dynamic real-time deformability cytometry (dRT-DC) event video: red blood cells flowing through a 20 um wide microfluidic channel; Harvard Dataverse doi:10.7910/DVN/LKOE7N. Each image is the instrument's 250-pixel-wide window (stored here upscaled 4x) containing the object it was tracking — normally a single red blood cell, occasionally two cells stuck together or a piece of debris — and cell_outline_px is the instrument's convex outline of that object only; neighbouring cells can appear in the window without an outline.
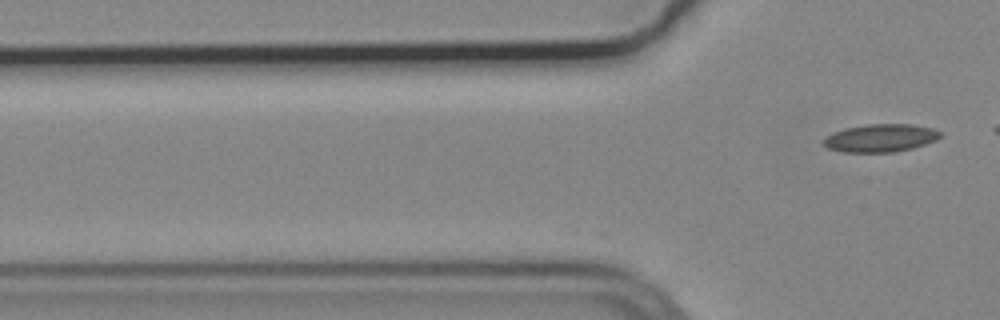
{"species": "common noctule bat (a hibernating species)", "species_latin": "Nyctalus noctula", "temperature_condition": "cold", "stored_images_in_passage": 9, "camera_frame_rate_fps": 3000, "um_per_image_px": 0.085, "animal": {"sex": "male", "body_mass_g": 19.2, "forearm_length_mm": 51.8}, "frame": {"image": 1, "passage_image": 9, "time_ms": 2.667, "image_size_px": [1000, 320], "cell_outline_px": [[940, 136], [936, 140], [912, 148], [896, 152], [844, 152], [828, 148], [820, 140], [824, 136], [844, 128], [868, 124], [912, 124], [932, 128], [940, 132]], "centroid_in_image_um": [74.8, 11.73], "position_along_channel_um": 51.0, "area_um2": 19.02}}